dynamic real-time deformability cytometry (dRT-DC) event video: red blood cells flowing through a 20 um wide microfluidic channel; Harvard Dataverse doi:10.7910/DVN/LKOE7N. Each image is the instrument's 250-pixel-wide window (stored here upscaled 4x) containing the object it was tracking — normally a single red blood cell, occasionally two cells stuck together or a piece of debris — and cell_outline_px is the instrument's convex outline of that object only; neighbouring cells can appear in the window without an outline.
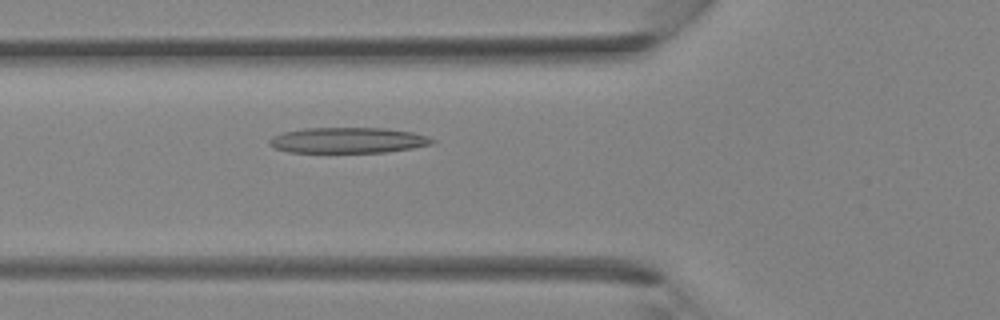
{"species": "Egyptian fruit bat (a non-hibernating species)", "species_latin": "Rousettus aegyptiacus", "temperature_condition": "room temperature", "stored_images_in_passage": 34, "camera_frame_rate_fps": 3000, "um_per_image_px": 0.085, "animal": {"sex": "female"}, "frame": {"image": 1, "passage_image": 11, "time_ms": 3.333, "image_size_px": [1000, 320], "cell_outline_px": [[436, 144], [412, 148], [384, 152], [288, 152], [276, 148], [268, 144], [268, 140], [272, 136], [284, 132], [304, 128], [384, 128], [412, 132], [428, 136], [436, 140]], "centroid_in_image_um": [29.6, 11.92], "position_along_channel_um": 96.2, "area_um2": 24.39}}
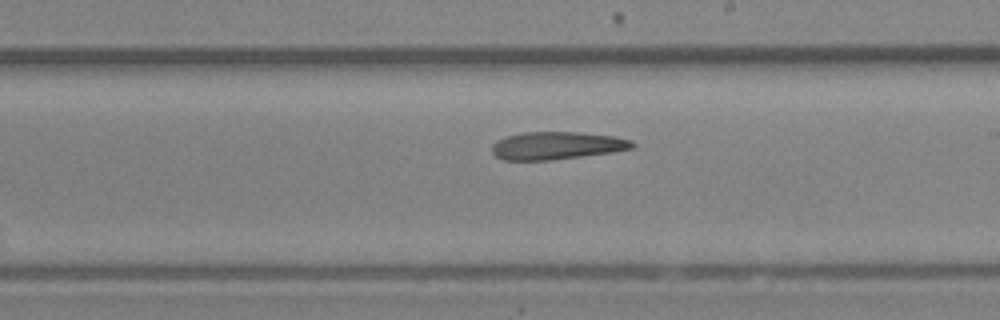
{"frame": {"image": 2, "passage_image": 19, "time_ms": 6.0, "image_size_px": [1000, 320], "cell_outline_px": [[636, 148], [612, 152], [552, 160], [504, 160], [496, 156], [492, 152], [492, 144], [496, 140], [504, 136], [524, 132], [580, 132], [612, 136], [632, 140], [636, 144]], "centroid_in_image_um": [47.33, 12.37], "position_along_channel_um": 241.7, "area_um2": 22.83}}
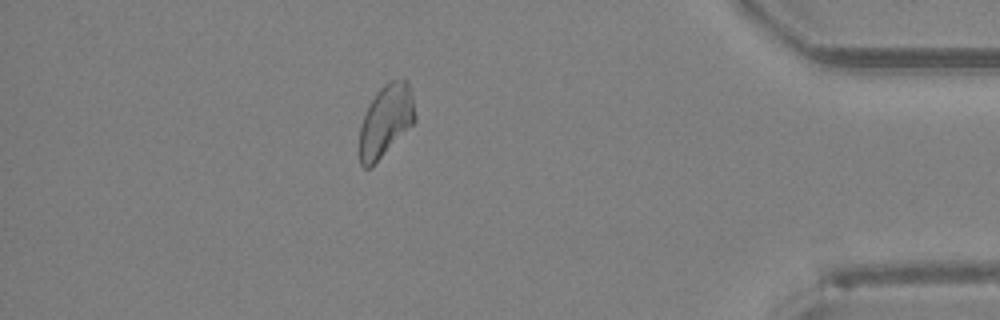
{"frame": {"image": 3, "passage_image": 30, "time_ms": 9.667, "image_size_px": [1000, 320], "cell_outline_px": [[416, 120], [372, 168], [364, 168], [360, 164], [360, 124], [376, 92], [388, 80], [404, 76], [408, 80], [412, 92], [416, 116]], "centroid_in_image_um": [32.82, 10.22], "position_along_channel_um": 402.4, "area_um2": 23.58}}